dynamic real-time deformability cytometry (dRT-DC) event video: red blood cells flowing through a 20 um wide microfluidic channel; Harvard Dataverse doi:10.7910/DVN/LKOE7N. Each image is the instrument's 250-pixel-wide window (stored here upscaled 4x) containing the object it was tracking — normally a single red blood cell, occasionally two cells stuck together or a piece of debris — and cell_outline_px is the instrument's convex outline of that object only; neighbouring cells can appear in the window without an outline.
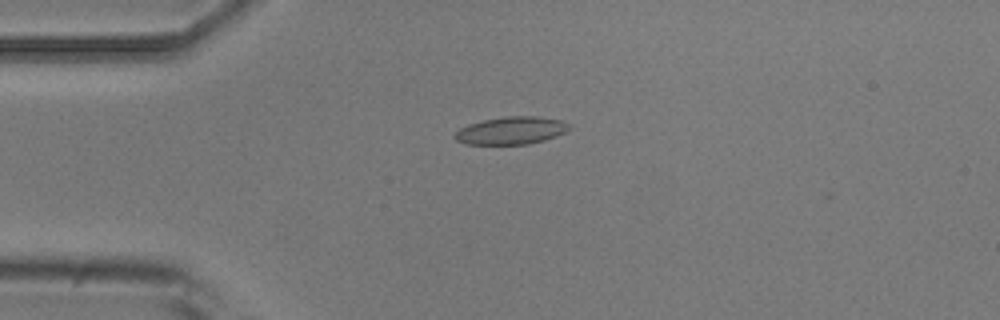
{"species": "common noctule bat (a hibernating species)", "species_latin": "Nyctalus noctula", "temperature_condition": "room temperature", "stored_images_in_passage": 2, "camera_frame_rate_fps": 3000, "um_per_image_px": 0.085, "animal": {"sex": "male", "body_mass_g": 20.5, "forearm_length_mm": 52.5}, "frame": {"image": 1, "passage_image": 1, "time_ms": 0.0, "image_size_px": [1000, 320], "cell_outline_px": [[572, 128], [556, 136], [544, 140], [528, 144], [464, 144], [456, 140], [452, 136], [460, 128], [468, 124], [484, 120], [504, 116], [536, 116], [560, 120], [568, 124]], "centroid_in_image_um": [43.43, 11.1], "position_along_channel_um": 41.6, "area_um2": 18.38}}